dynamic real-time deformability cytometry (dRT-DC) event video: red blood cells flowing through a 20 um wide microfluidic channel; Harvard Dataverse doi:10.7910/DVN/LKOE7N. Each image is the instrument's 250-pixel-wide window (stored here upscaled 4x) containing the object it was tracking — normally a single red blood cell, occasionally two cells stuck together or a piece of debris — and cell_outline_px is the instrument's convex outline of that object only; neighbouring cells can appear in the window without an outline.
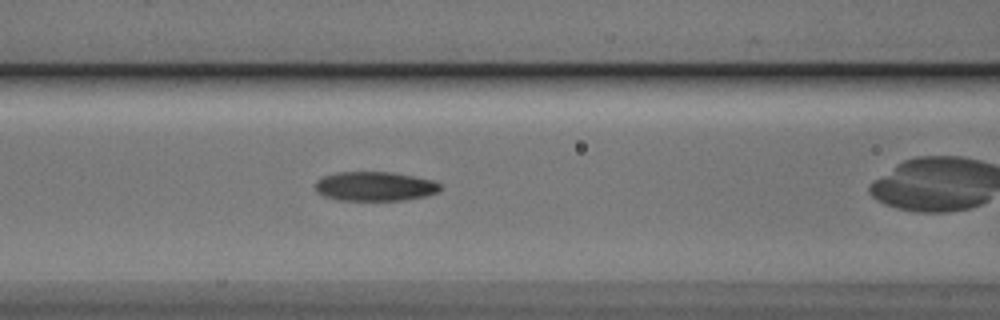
{"species": "Egyptian fruit bat (a non-hibernating species)", "species_latin": "Rousettus aegyptiacus", "temperature_condition": "cold", "stored_images_in_passage": 39, "camera_frame_rate_fps": 3000, "um_per_image_px": 0.085, "animal": {"sex": "male"}, "frame": {"image": 1, "passage_image": 10, "time_ms": 3.0, "image_size_px": [1000, 320], "cell_outline_px": [[444, 188], [440, 192], [428, 196], [404, 200], [340, 200], [324, 196], [316, 192], [316, 180], [324, 176], [336, 172], [392, 172], [432, 180], [440, 184]], "centroid_in_image_um": [31.9, 15.84], "position_along_channel_um": 134.7, "area_um2": 21.5}}
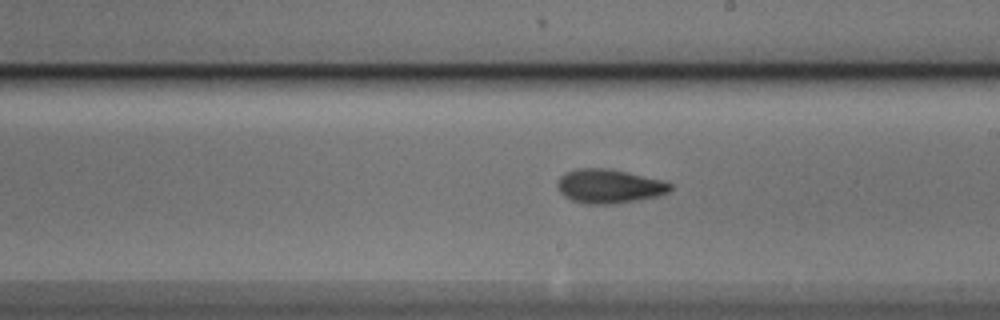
{"frame": {"image": 2, "passage_image": 18, "time_ms": 5.667, "image_size_px": [1000, 320], "cell_outline_px": [[672, 188], [668, 192], [656, 196], [636, 200], [612, 204], [584, 204], [572, 200], [564, 196], [556, 188], [556, 180], [564, 172], [576, 168], [608, 168], [628, 172], [664, 180], [672, 184]], "centroid_in_image_um": [51.73, 15.81], "position_along_channel_um": 237.3, "area_um2": 22.66}}
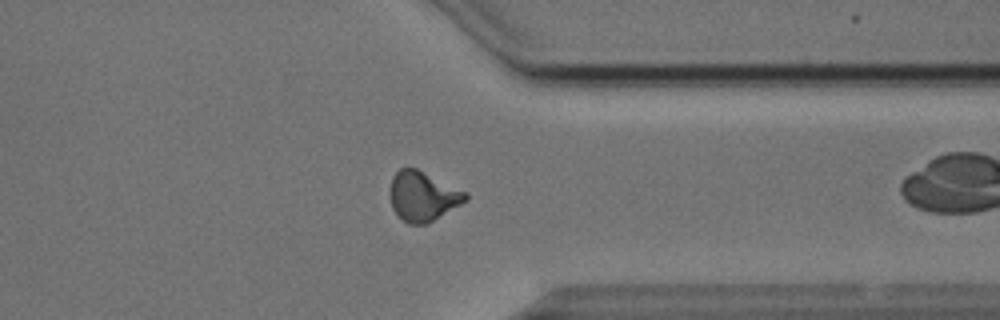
{"frame": {"image": 3, "passage_image": 29, "time_ms": 9.333, "image_size_px": [1000, 320], "cell_outline_px": [[468, 200], [428, 224], [408, 224], [392, 208], [388, 196], [388, 192], [392, 176], [400, 168], [416, 168], [468, 192]], "centroid_in_image_um": [35.93, 16.68], "position_along_channel_um": 375.5, "area_um2": 22.14}}